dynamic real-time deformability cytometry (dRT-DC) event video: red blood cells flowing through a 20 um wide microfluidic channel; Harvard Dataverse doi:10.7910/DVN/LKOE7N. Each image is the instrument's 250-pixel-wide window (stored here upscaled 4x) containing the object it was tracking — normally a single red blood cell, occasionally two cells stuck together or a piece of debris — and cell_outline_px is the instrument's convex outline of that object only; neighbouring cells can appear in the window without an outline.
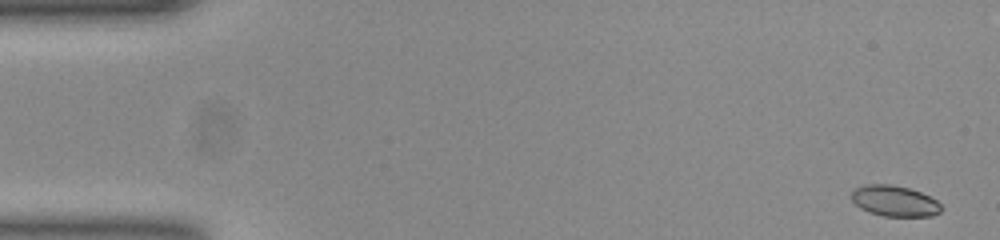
{"species": "common noctule bat (a hibernating species)", "species_latin": "Nyctalus noctula", "temperature_condition": "room temperature", "stored_images_in_passage": 53, "camera_frame_rate_fps": 3000, "um_per_image_px": 0.085, "animal": {"sex": "female", "body_mass_g": 23.0, "forearm_length_mm": 53.4}, "frame": {"image": 1, "passage_image": 1, "time_ms": 0.0, "image_size_px": [1000, 240], "cell_outline_px": [[944, 208], [940, 212], [932, 216], [884, 216], [868, 212], [860, 208], [852, 200], [852, 192], [856, 188], [868, 184], [888, 184], [908, 188], [920, 192], [936, 200]], "centroid_in_image_um": [76.05, 17.09], "position_along_channel_um": 8.9, "area_um2": 16.01}}
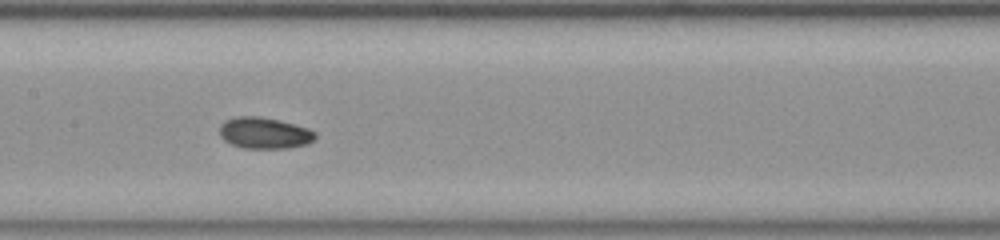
{"frame": {"image": 2, "passage_image": 25, "time_ms": 8.0, "image_size_px": [1000, 240], "cell_outline_px": [[316, 136], [308, 144], [288, 148], [244, 148], [232, 144], [224, 140], [220, 136], [220, 124], [224, 120], [236, 116], [260, 116], [280, 120], [308, 128], [316, 132]], "centroid_in_image_um": [22.46, 11.29], "position_along_channel_um": 184.9, "area_um2": 17.57}}
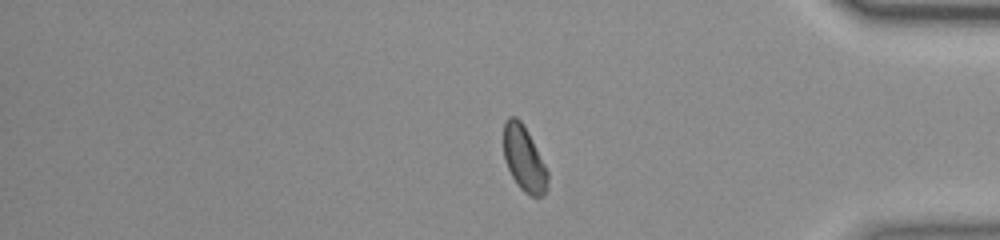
{"frame": {"image": 3, "passage_image": 43, "time_ms": 14.0, "image_size_px": [1000, 240], "cell_outline_px": [[548, 184], [544, 192], [540, 196], [532, 196], [524, 192], [520, 188], [512, 176], [504, 160], [504, 124], [508, 116], [516, 116], [524, 124], [548, 172]], "centroid_in_image_um": [44.53, 13.47], "position_along_channel_um": 390.7, "area_um2": 16.53}, "authors_computed_cell_mechanics": {"area_um2": 16.8198, "velocity_mm_per_s": 3.8626, "shape_relaxation_time_tau1_ms": 4.4035, "shape_relaxation_time_tau2_ms": 1.9251, "deformation_change_tau1": 0.0918, "deformation_change_tau2": 0.051}}